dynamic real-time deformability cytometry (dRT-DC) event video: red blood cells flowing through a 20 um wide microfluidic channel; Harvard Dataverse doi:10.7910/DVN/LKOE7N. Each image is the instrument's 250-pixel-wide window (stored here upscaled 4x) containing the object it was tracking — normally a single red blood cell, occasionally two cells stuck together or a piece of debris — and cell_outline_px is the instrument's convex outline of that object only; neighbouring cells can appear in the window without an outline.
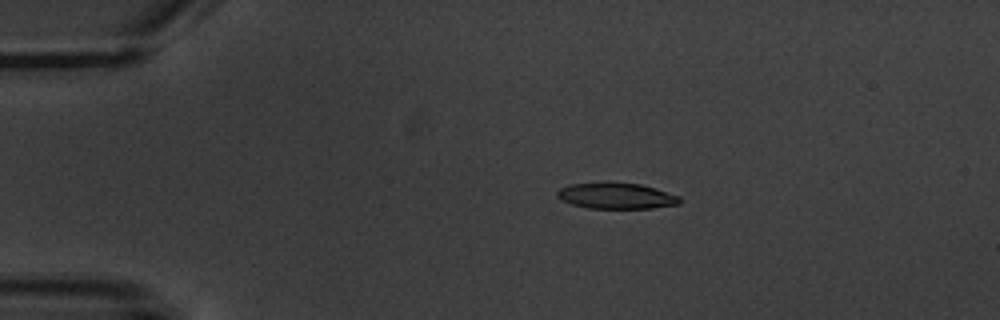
{"species": "common noctule bat (a hibernating species)", "species_latin": "Nyctalus noctula", "temperature_condition": "warm", "stored_images_in_passage": 12, "camera_frame_rate_fps": 3000, "um_per_image_px": 0.085, "animal": {"sex": "male", "body_mass_g": 20.1, "forearm_length_mm": 53.5}, "frame": {"image": 1, "passage_image": 3, "time_ms": 2.667, "image_size_px": [1000, 320], "cell_outline_px": [[680, 204], [652, 208], [588, 208], [572, 204], [556, 196], [556, 192], [560, 188], [568, 184], [640, 184], [656, 188], [680, 196]], "centroid_in_image_um": [52.42, 16.67], "position_along_channel_um": 32.6, "area_um2": 18.03}}
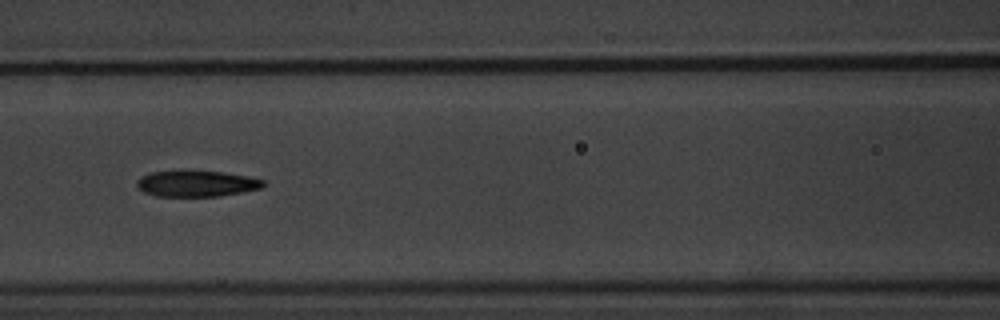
{"frame": {"image": 2, "passage_image": 6, "time_ms": 7.333, "image_size_px": [1000, 320], "cell_outline_px": [[264, 184], [260, 188], [220, 196], [156, 196], [144, 192], [136, 184], [136, 180], [152, 172], [224, 172], [248, 176], [264, 180]], "centroid_in_image_um": [16.72, 15.62], "position_along_channel_um": 149.9, "area_um2": 18.61}}
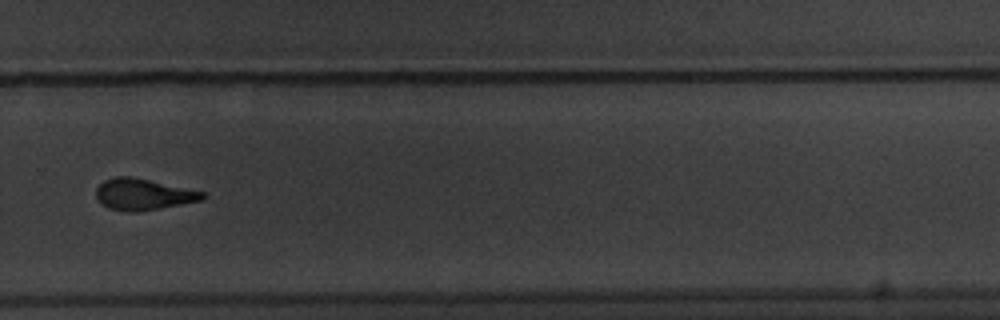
{"frame": {"image": 3, "passage_image": 10, "time_ms": 12.0, "image_size_px": [1000, 320], "cell_outline_px": [[204, 196], [200, 200], [160, 208], [136, 212], [128, 212], [108, 208], [100, 204], [96, 200], [96, 188], [104, 180], [116, 176], [132, 176], [204, 192]], "centroid_in_image_um": [12.08, 16.52], "position_along_channel_um": 317.7, "area_um2": 19.31}, "authors_computed_cell_mechanics": {"area_um2": 19.4208, "velocity_mm_per_s": 3.6018, "shape_relaxation_time_tau1_ms": null, "shape_relaxation_time_tau2_ms": 3.7556, "deformation_change_tau1": null, "deformation_change_tau2": 0.1293}}